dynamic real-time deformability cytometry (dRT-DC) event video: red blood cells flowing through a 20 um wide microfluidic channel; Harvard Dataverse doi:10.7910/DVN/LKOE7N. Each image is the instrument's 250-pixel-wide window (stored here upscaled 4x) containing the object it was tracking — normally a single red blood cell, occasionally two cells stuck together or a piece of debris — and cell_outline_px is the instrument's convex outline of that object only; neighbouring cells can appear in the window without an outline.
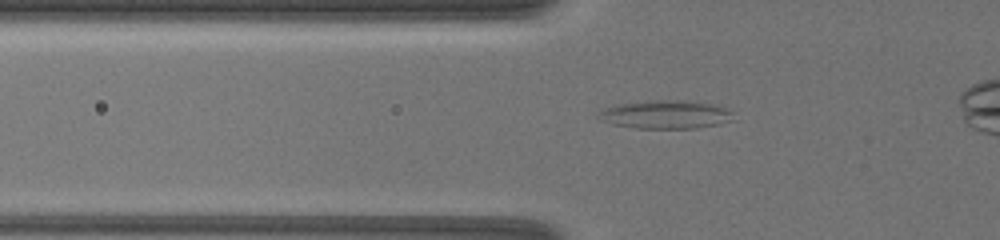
{"species": "common noctule bat (a hibernating species)", "species_latin": "Nyctalus noctula", "temperature_condition": "warm", "stored_images_in_passage": 17, "camera_frame_rate_fps": 3000, "um_per_image_px": 0.085, "animal": {"sex": "female", "body_mass_g": 19.5, "forearm_length_mm": 54.1}, "frame": {"image": 1, "passage_image": 6, "time_ms": 1.0, "image_size_px": [1000, 240], "cell_outline_px": [[736, 120], [720, 124], [696, 128], [636, 128], [612, 124], [600, 120], [600, 112], [604, 108], [620, 104], [712, 104], [724, 108], [732, 112]], "centroid_in_image_um": [56.63, 9.83], "position_along_channel_um": 69.2, "area_um2": 20.4}}
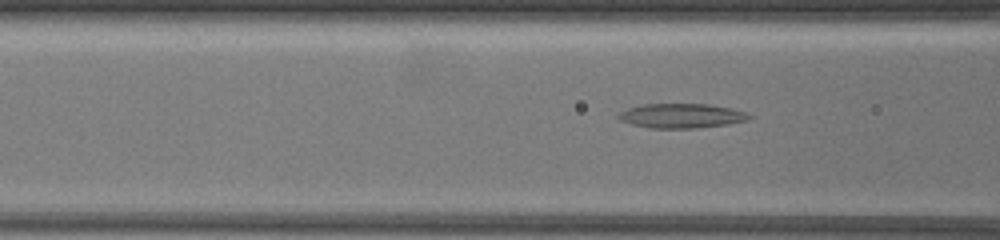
{"frame": {"image": 2, "passage_image": 11, "time_ms": 2.0, "image_size_px": [1000, 240], "cell_outline_px": [[752, 116], [748, 120], [728, 124], [696, 128], [648, 128], [632, 124], [620, 120], [616, 116], [620, 112], [628, 108], [644, 104], [708, 104], [728, 108], [744, 112]], "centroid_in_image_um": [57.89, 9.85], "position_along_channel_um": 108.7, "area_um2": 18.5}}
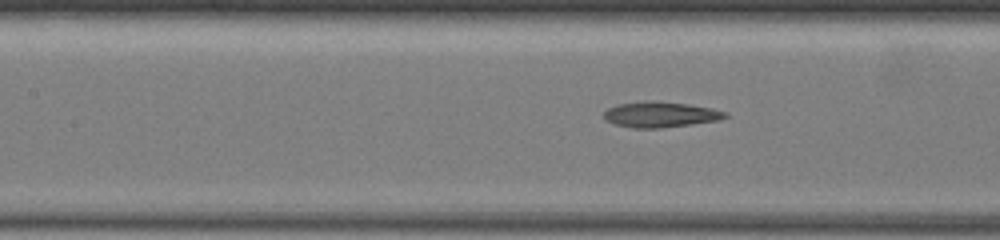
{"frame": {"image": 3, "passage_image": 16, "time_ms": 3.0, "image_size_px": [1000, 240], "cell_outline_px": [[728, 116], [720, 120], [692, 124], [660, 128], [632, 128], [616, 124], [604, 120], [604, 112], [608, 108], [620, 104], [652, 100], [688, 104], [712, 108], [728, 112]], "centroid_in_image_um": [56.16, 9.73], "position_along_channel_um": 151.2, "area_um2": 18.09}}